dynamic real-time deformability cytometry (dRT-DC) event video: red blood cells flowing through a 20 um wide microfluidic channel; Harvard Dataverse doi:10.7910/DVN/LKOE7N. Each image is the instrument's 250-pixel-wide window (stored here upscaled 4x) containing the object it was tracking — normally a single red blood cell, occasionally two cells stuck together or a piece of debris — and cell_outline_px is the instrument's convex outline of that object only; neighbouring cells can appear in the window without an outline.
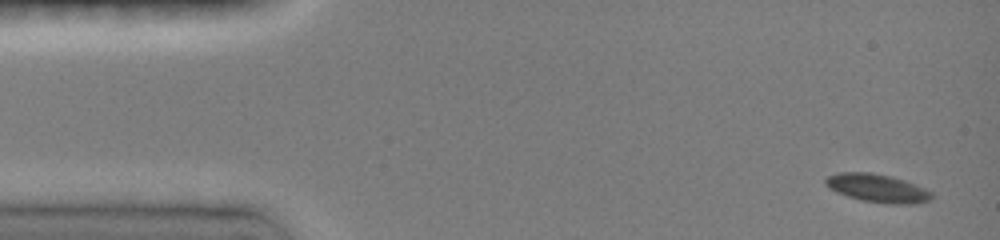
{"species": "common noctule bat (a hibernating species)", "species_latin": "Nyctalus noctula", "temperature_condition": "room temperature", "stored_images_in_passage": 27, "camera_frame_rate_fps": 3000, "um_per_image_px": 0.085, "animal": {"sex": "female", "body_mass_g": 19.0, "forearm_length_mm": 51.5}, "frame": {"image": 1, "passage_image": 1, "time_ms": 0.0, "image_size_px": [1000, 240], "cell_outline_px": [[932, 200], [916, 204], [888, 204], [860, 200], [836, 192], [828, 188], [824, 184], [824, 180], [828, 176], [840, 172], [872, 172], [892, 176], [904, 180], [924, 188], [932, 192]], "centroid_in_image_um": [74.58, 16.0], "position_along_channel_um": 10.4, "area_um2": 17.69}}
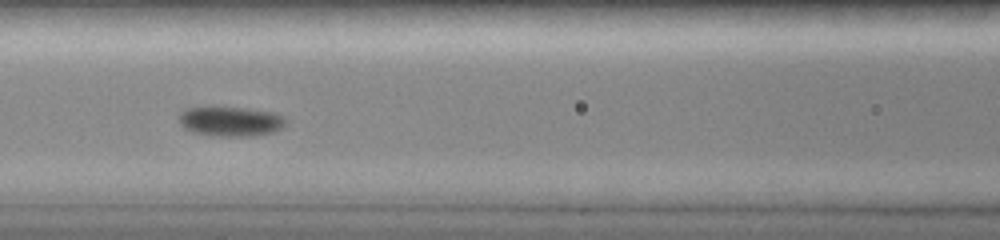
{"frame": {"image": 2, "passage_image": 11, "time_ms": 6.0, "image_size_px": [1000, 240], "cell_outline_px": [[284, 124], [280, 128], [272, 132], [252, 136], [208, 136], [192, 132], [184, 128], [180, 120], [180, 112], [184, 108], [208, 104], [244, 108], [272, 112], [284, 116]], "centroid_in_image_um": [19.5, 10.28], "position_along_channel_um": 147.1, "area_um2": 19.07}}
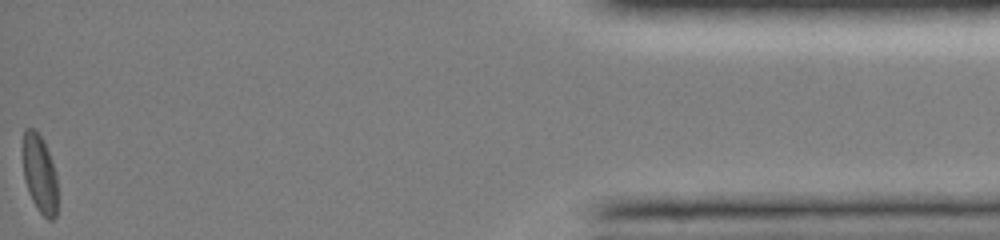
{"frame": {"image": 3, "passage_image": 27, "time_ms": 15.0, "image_size_px": [1000, 240], "cell_outline_px": [[56, 216], [52, 220], [48, 220], [36, 208], [28, 192], [24, 180], [20, 148], [24, 128], [32, 128], [44, 140], [52, 160], [56, 176]], "centroid_in_image_um": [3.31, 14.71], "position_along_channel_um": 431.9, "area_um2": 16.36}, "authors_computed_cell_mechanics": {"area_um2": 16.6464, "velocity_mm_per_s": 4.0698, "shape_relaxation_time_tau1_ms": 1.328, "shape_relaxation_time_tau2_ms": null, "deformation_change_tau1": 0.0865, "deformation_change_tau2": null}}